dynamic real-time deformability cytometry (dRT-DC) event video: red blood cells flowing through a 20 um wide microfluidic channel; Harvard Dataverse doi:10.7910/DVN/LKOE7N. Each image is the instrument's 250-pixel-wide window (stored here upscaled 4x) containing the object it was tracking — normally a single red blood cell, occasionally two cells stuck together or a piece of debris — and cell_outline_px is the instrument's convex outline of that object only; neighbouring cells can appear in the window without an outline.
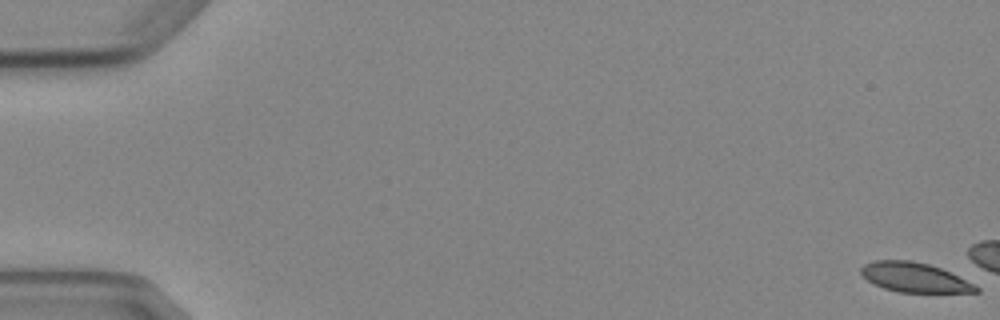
{"species": "Egyptian fruit bat (a non-hibernating species)", "species_latin": "Rousettus aegyptiacus", "temperature_condition": "cold", "stored_images_in_passage": 5, "camera_frame_rate_fps": 3000, "um_per_image_px": 0.085, "animal": {"sex": "female"}, "frame": {"image": 1, "passage_image": 1, "time_ms": 0.0, "image_size_px": [1000, 320], "cell_outline_px": [[980, 292], [900, 292], [884, 288], [868, 280], [860, 272], [860, 268], [864, 264], [872, 260], [912, 260], [928, 264], [940, 268], [976, 284], [980, 288]], "centroid_in_image_um": [77.75, 23.57], "position_along_channel_um": 7.3, "area_um2": 19.71}}